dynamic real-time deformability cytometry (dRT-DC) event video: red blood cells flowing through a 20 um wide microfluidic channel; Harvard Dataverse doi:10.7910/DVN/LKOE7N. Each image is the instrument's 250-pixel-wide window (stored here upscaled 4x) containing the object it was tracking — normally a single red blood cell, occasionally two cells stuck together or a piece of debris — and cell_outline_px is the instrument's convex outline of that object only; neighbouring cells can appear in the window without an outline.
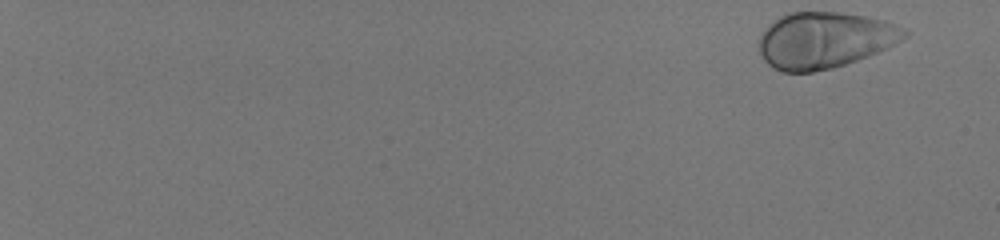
{"species": "human", "species_latin": "Homo sapiens", "temperature_condition": "room temperature", "stored_images_in_passage": 55, "camera_frame_rate_fps": 3000, "um_per_image_px": 0.085, "donor": {"sex": "male"}, "frame": {"image": 1, "passage_image": 1, "time_ms": 0.0, "image_size_px": [1000, 240], "cell_outline_px": [[908, 36], [888, 48], [868, 56], [832, 68], [812, 72], [780, 72], [772, 68], [764, 60], [756, 44], [764, 28], [772, 20], [788, 12], [840, 12], [864, 16], [884, 20], [904, 28], [908, 32]], "centroid_in_image_um": [70.05, 3.41], "position_along_channel_um": 15.0, "area_um2": 48.03}}
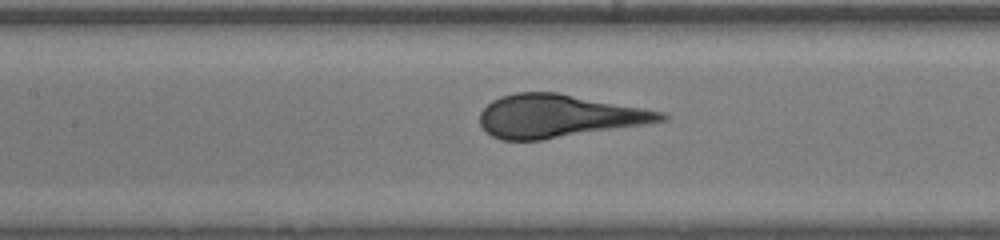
{"frame": {"image": 2, "passage_image": 31, "time_ms": 10.0, "image_size_px": [1000, 240], "cell_outline_px": [[668, 120], [648, 124], [540, 140], [500, 140], [492, 136], [480, 124], [480, 112], [492, 100], [500, 96], [516, 92], [556, 92], [664, 112], [668, 116]], "centroid_in_image_um": [47.47, 9.86], "position_along_channel_um": 159.9, "area_um2": 45.14}}
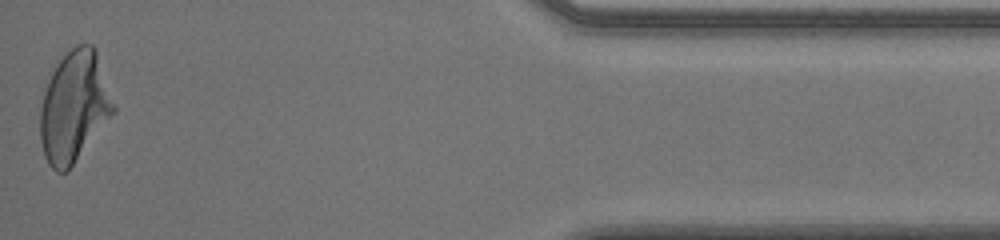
{"frame": {"image": 3, "passage_image": 55, "time_ms": 18.0, "image_size_px": [1000, 240], "cell_outline_px": [[116, 112], [72, 164], [64, 172], [56, 172], [48, 164], [44, 156], [40, 140], [40, 108], [44, 92], [52, 72], [60, 60], [76, 44], [92, 44], [96, 48], [116, 104]], "centroid_in_image_um": [6.33, 9.05], "position_along_channel_um": 428.9, "area_um2": 47.28}}